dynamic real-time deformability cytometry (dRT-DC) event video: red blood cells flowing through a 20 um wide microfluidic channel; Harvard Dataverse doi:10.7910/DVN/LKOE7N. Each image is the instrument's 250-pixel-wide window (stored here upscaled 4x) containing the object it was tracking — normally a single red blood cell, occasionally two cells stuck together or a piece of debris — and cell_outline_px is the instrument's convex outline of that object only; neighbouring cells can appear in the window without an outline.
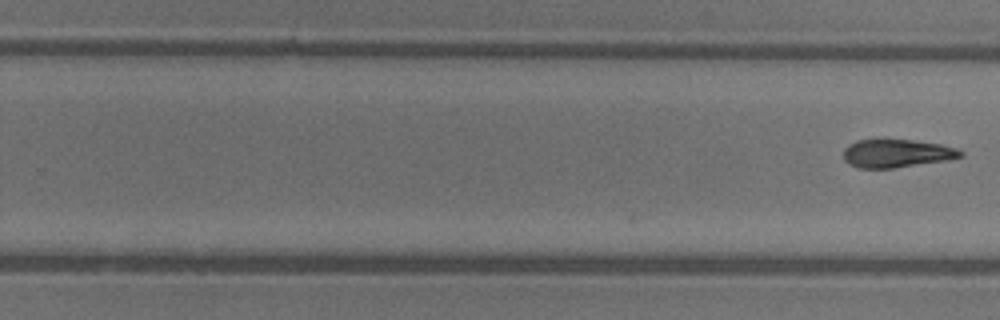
{"species": "common noctule bat (a hibernating species)", "species_latin": "Nyctalus noctula", "temperature_condition": "warm", "stored_images_in_passage": 16, "camera_frame_rate_fps": 3000, "um_per_image_px": 0.085, "animal": {"sex": "female"}, "frame": {"image": 1, "passage_image": 16, "time_ms": 5.0, "image_size_px": [1000, 320], "cell_outline_px": [[964, 156], [948, 160], [896, 168], [860, 168], [848, 164], [844, 160], [844, 148], [848, 144], [856, 140], [912, 140], [940, 144], [956, 148], [964, 152]], "centroid_in_image_um": [76.22, 13.04], "position_along_channel_um": 253.6, "area_um2": 19.31}}